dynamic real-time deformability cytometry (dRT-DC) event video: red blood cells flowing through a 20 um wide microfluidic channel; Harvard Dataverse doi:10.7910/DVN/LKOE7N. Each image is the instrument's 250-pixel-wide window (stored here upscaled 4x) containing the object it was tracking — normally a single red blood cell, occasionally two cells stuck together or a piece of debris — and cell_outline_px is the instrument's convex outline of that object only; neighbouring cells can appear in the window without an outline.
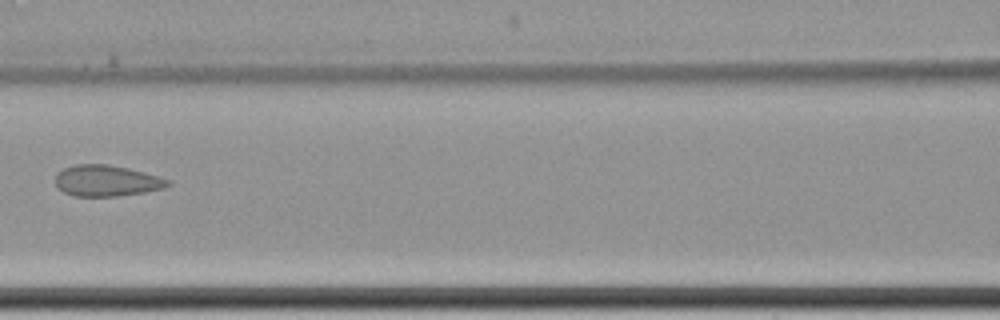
{"species": "common noctule bat (a hibernating species)", "species_latin": "Nyctalus noctula", "temperature_condition": "cold", "stored_images_in_passage": 8, "camera_frame_rate_fps": 3000, "um_per_image_px": 0.085, "animal": {"sex": "female", "body_mass_g": 22.7, "forearm_length_mm": 54.2}, "frame": {"image": 1, "passage_image": 8, "time_ms": 9.667, "image_size_px": [1000, 320], "cell_outline_px": [[172, 184], [164, 188], [144, 192], [116, 196], [72, 196], [64, 192], [56, 184], [56, 176], [64, 168], [76, 164], [108, 164], [128, 168], [144, 172], [172, 180]], "centroid_in_image_um": [9.11, 15.36], "position_along_channel_um": 157.5, "area_um2": 20.35}}